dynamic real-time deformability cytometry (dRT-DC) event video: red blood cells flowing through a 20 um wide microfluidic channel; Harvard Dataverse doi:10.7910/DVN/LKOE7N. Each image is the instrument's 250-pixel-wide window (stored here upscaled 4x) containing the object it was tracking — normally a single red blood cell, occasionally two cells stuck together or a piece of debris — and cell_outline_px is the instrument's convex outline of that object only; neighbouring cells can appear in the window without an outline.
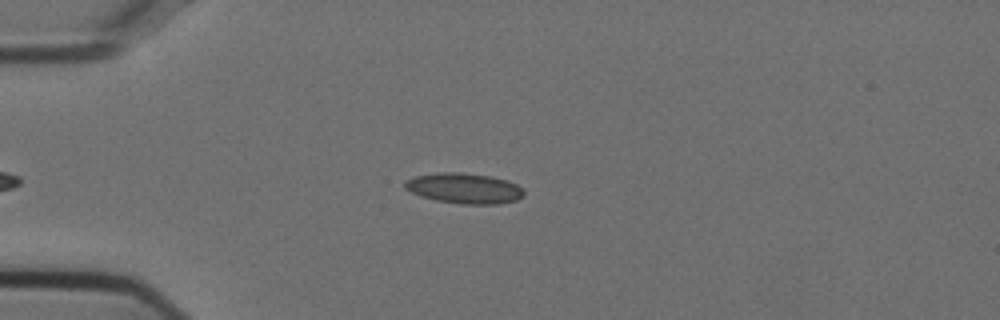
{"species": "Egyptian fruit bat (a non-hibernating species)", "species_latin": "Rousettus aegyptiacus", "temperature_condition": "cold", "stored_images_in_passage": 41, "camera_frame_rate_fps": 3000, "um_per_image_px": 0.085, "animal": {"sex": "female"}, "frame": {"image": 1, "passage_image": 5, "time_ms": 1.333, "image_size_px": [1000, 320], "cell_outline_px": [[524, 196], [516, 200], [500, 204], [460, 204], [436, 200], [420, 196], [404, 188], [404, 180], [416, 176], [444, 172], [460, 172], [492, 176], [516, 184], [524, 192]], "centroid_in_image_um": [39.44, 16.01], "position_along_channel_um": 45.6, "area_um2": 21.04}}
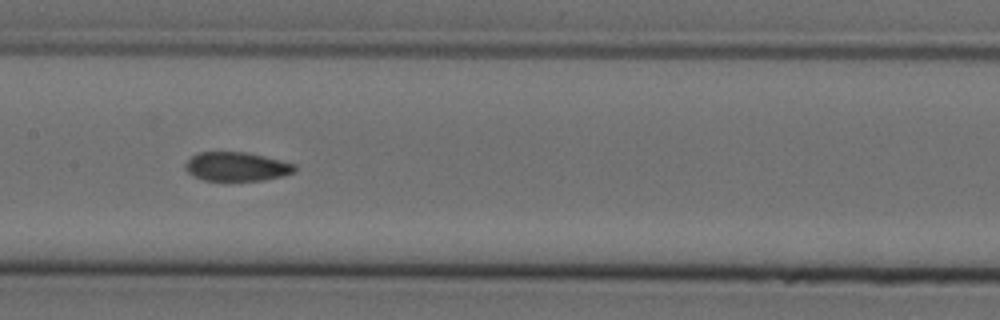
{"frame": {"image": 2, "passage_image": 18, "time_ms": 5.667, "image_size_px": [1000, 320], "cell_outline_px": [[296, 168], [292, 172], [284, 176], [264, 180], [204, 180], [192, 176], [184, 168], [184, 164], [196, 152], [244, 152], [264, 156], [296, 164]], "centroid_in_image_um": [20.09, 14.16], "position_along_channel_um": 187.3, "area_um2": 18.44}}
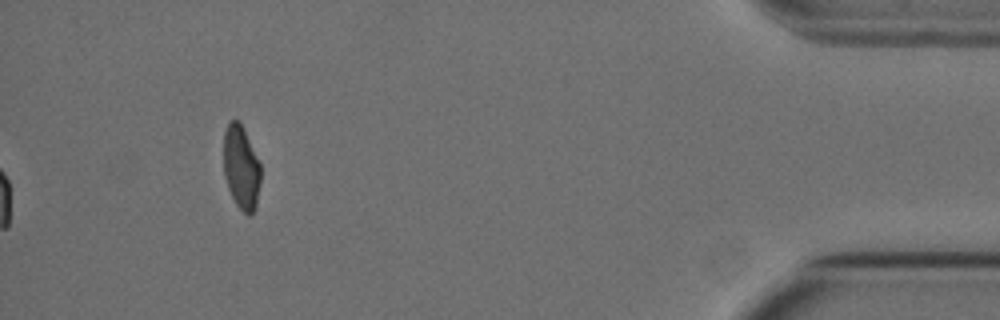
{"frame": {"image": 3, "passage_image": 41, "time_ms": 13.333, "image_size_px": [1000, 320], "cell_outline_px": [[260, 184], [256, 208], [248, 216], [236, 204], [228, 188], [224, 176], [224, 132], [228, 124], [232, 120], [240, 120], [260, 164]], "centroid_in_image_um": [20.5, 14.24], "position_along_channel_um": 414.7, "area_um2": 18.03}, "authors_computed_cell_mechanics": {"area_um2": 19.4786, "velocity_mm_per_s": 3.7663, "shape_relaxation_time_tau1_ms": null, "shape_relaxation_time_tau2_ms": 2.5062, "deformation_change_tau1": null, "deformation_change_tau2": 0.0613}}